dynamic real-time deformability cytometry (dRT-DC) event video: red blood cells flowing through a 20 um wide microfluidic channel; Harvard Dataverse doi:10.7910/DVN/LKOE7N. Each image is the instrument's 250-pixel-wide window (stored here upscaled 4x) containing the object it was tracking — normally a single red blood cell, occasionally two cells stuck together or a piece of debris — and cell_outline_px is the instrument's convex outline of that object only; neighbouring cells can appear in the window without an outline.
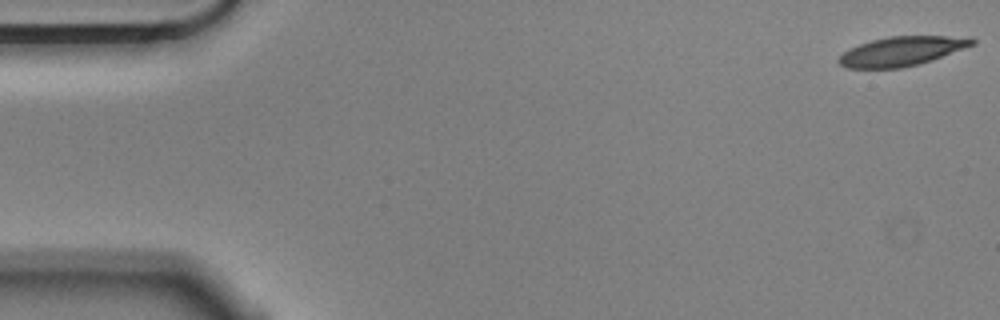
{"species": "Egyptian fruit bat (a non-hibernating species)", "species_latin": "Rousettus aegyptiacus", "temperature_condition": "cold", "stored_images_in_passage": 53, "camera_frame_rate_fps": 3000, "um_per_image_px": 0.085, "animal": {"sex": "male"}, "frame": {"image": 1, "passage_image": 1, "time_ms": 0.0, "image_size_px": [1000, 320], "cell_outline_px": [[976, 44], [932, 60], [920, 64], [900, 68], [844, 68], [836, 60], [844, 52], [860, 44], [872, 40], [888, 36], [972, 36], [976, 40]], "centroid_in_image_um": [76.7, 4.35], "position_along_channel_um": 8.3, "area_um2": 22.89}}
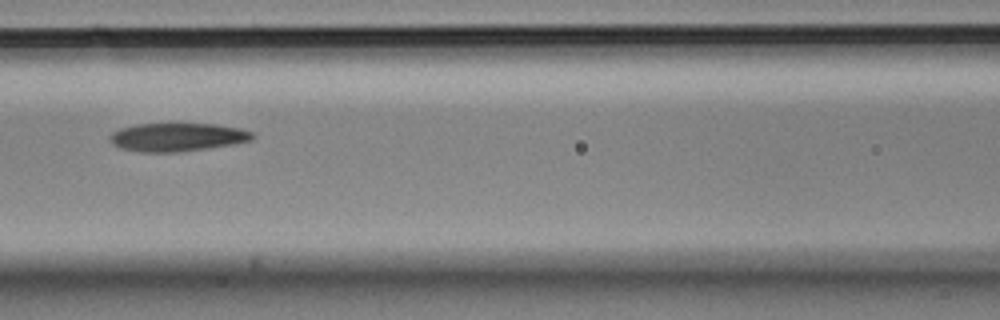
{"frame": {"image": 2, "passage_image": 24, "time_ms": 7.667, "image_size_px": [1000, 320], "cell_outline_px": [[256, 136], [252, 140], [232, 144], [208, 148], [176, 152], [140, 152], [120, 148], [112, 144], [108, 136], [112, 132], [120, 128], [136, 124], [216, 124], [240, 128], [252, 132]], "centroid_in_image_um": [15.05, 11.65], "position_along_channel_um": 151.5, "area_um2": 23.58}}
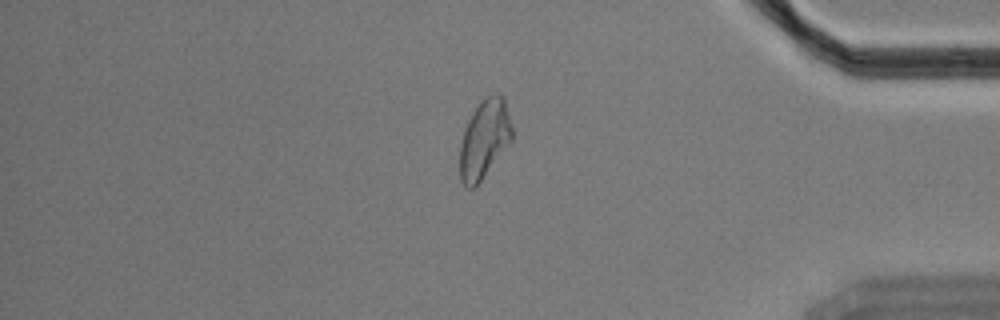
{"frame": {"image": 3, "passage_image": 47, "time_ms": 15.333, "image_size_px": [1000, 320], "cell_outline_px": [[512, 140], [476, 188], [468, 188], [460, 180], [460, 144], [468, 120], [472, 112], [480, 100], [484, 96], [496, 92], [500, 92], [504, 96], [512, 128]], "centroid_in_image_um": [41.18, 11.8], "position_along_channel_um": 394.0, "area_um2": 24.22}, "authors_computed_cell_mechanics": {"area_um2": 24.2182, "velocity_mm_per_s": 3.5464, "shape_relaxation_time_tau1_ms": 6.1201, "shape_relaxation_time_tau2_ms": 4.8876, "deformation_change_tau1": 0.1564, "deformation_change_tau2": 0.1222}}